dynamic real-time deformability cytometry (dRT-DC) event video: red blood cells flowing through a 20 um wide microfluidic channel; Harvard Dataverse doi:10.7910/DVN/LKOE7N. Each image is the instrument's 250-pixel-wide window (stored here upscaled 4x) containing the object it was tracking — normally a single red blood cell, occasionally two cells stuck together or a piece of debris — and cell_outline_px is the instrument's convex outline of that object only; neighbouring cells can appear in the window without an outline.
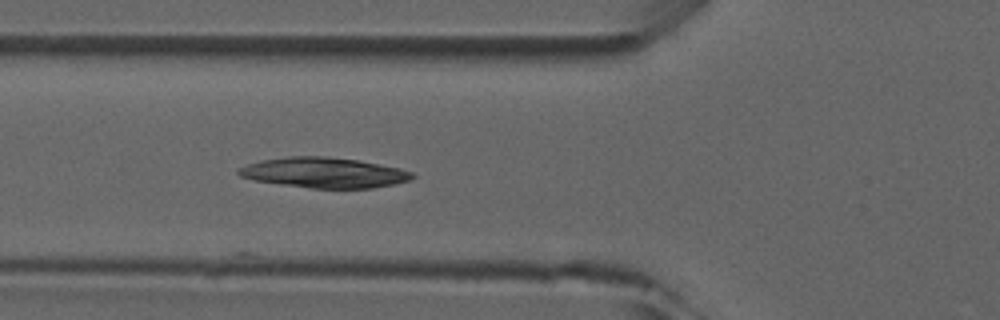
{"species": "common noctule bat (a hibernating species)", "species_latin": "Nyctalus noctula", "temperature_condition": "room temperature", "stored_images_in_passage": 6, "camera_frame_rate_fps": 3000, "um_per_image_px": 0.085, "animal": {"sex": "male", "forearm_length_mm": 52.5}, "frame": {"image": 1, "passage_image": 6, "time_ms": 5.667, "image_size_px": [1000, 320], "cell_outline_px": [[416, 176], [408, 180], [392, 184], [372, 188], [312, 188], [280, 184], [256, 180], [240, 176], [236, 172], [236, 168], [260, 160], [288, 156], [324, 156], [356, 160], [400, 168], [412, 172]], "centroid_in_image_um": [27.5, 14.67], "position_along_channel_um": 98.3, "area_um2": 30.46}}